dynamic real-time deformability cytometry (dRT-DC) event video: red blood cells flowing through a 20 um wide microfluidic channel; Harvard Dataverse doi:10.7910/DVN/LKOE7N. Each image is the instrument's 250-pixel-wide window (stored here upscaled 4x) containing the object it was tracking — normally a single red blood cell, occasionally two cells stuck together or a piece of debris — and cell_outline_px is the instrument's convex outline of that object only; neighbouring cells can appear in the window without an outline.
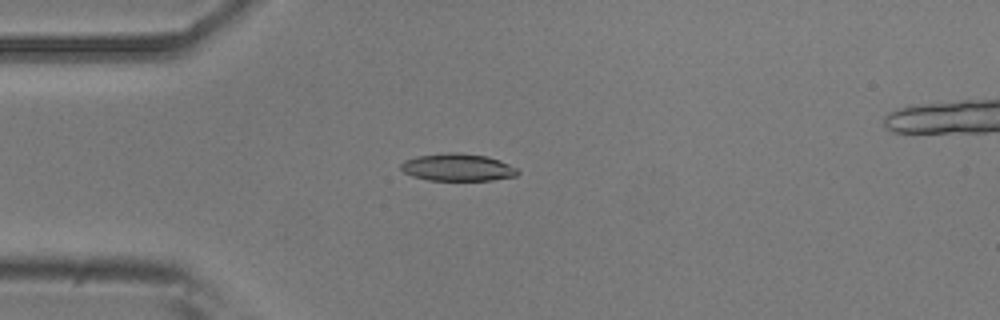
{"species": "common noctule bat (a hibernating species)", "species_latin": "Nyctalus noctula", "temperature_condition": "room temperature", "stored_images_in_passage": 41, "segment_of_instrument_passage": [1, 2], "camera_frame_rate_fps": 3000, "um_per_image_px": 0.085, "animal": {"sex": "male", "body_mass_g": 20.5, "forearm_length_mm": 52.5}, "frame": {"image": 1, "passage_image": 1, "time_ms": 0.0, "image_size_px": [1000, 320], "cell_outline_px": [[520, 172], [516, 176], [492, 180], [428, 180], [412, 176], [404, 172], [400, 168], [400, 164], [404, 160], [416, 156], [448, 152], [460, 152], [488, 156], [500, 160], [516, 168]], "centroid_in_image_um": [38.89, 14.21], "position_along_channel_um": 46.1, "area_um2": 18.79}}
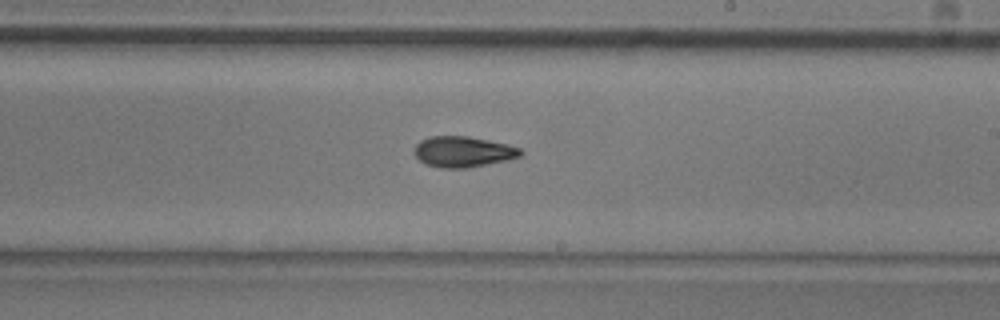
{"frame": {"image": 2, "passage_image": 18, "time_ms": 5.667, "image_size_px": [1000, 320], "cell_outline_px": [[524, 152], [520, 156], [508, 160], [468, 168], [440, 168], [424, 164], [412, 152], [416, 144], [420, 140], [428, 136], [468, 136], [508, 144], [520, 148]], "centroid_in_image_um": [39.34, 12.9], "position_along_channel_um": 249.7, "area_um2": 19.31}}
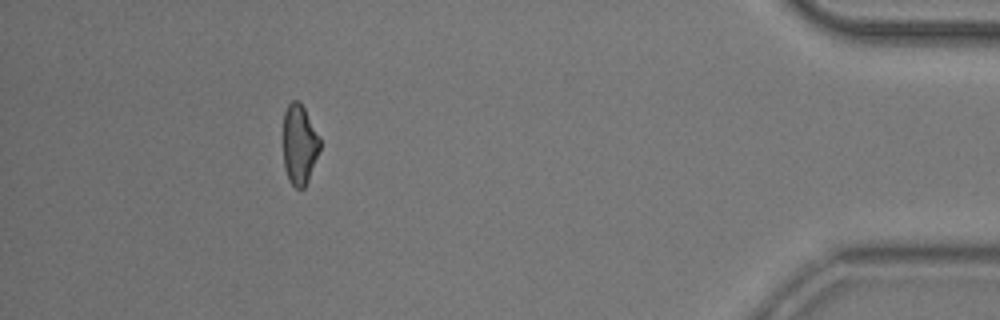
{"frame": {"image": 3, "passage_image": 35, "time_ms": 11.333, "image_size_px": [1000, 320], "cell_outline_px": [[320, 148], [308, 180], [304, 188], [296, 188], [288, 180], [284, 168], [284, 112], [288, 104], [292, 100], [300, 100], [320, 140]], "centroid_in_image_um": [25.43, 12.28], "position_along_channel_um": 409.8, "area_um2": 16.88}}